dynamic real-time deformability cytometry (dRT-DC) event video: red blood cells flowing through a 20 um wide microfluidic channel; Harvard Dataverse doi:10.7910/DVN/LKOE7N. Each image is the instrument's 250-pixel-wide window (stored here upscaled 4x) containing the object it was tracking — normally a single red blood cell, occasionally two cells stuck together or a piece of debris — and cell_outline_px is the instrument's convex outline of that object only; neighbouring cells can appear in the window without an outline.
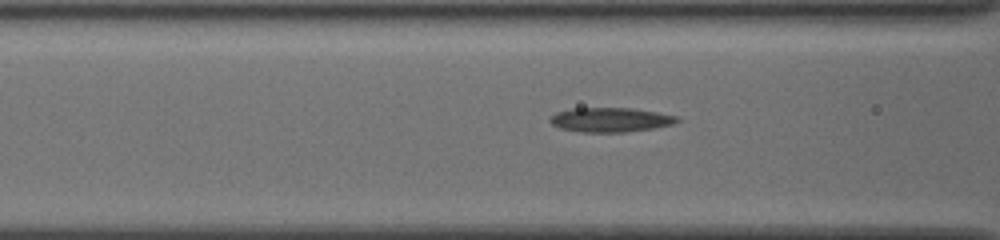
{"species": "common noctule bat (a hibernating species)", "species_latin": "Nyctalus noctula", "temperature_condition": "cold", "stored_images_in_passage": 23, "camera_frame_rate_fps": 3000, "um_per_image_px": 0.085, "animal": {"sex": "female", "body_mass_g": 19.5, "forearm_length_mm": 54.1}, "frame": {"image": 1, "passage_image": 20, "time_ms": 6.333, "image_size_px": [1000, 240], "cell_outline_px": [[680, 120], [672, 124], [656, 128], [624, 132], [576, 132], [560, 128], [552, 124], [548, 120], [556, 112], [572, 108], [632, 108], [656, 112], [676, 116]], "centroid_in_image_um": [51.86, 10.18], "position_along_channel_um": 114.7, "area_um2": 18.09}}